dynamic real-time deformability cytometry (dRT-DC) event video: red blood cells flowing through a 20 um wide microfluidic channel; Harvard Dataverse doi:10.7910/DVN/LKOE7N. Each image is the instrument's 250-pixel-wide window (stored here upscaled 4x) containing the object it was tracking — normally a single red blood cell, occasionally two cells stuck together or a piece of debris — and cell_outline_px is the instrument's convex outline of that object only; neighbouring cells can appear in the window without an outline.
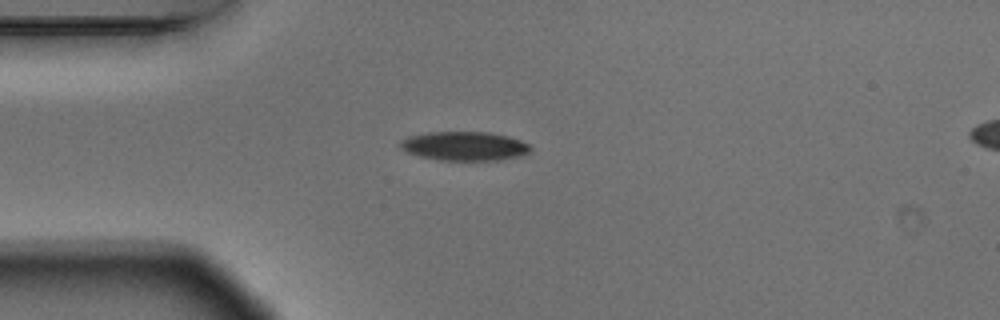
{"species": "Egyptian fruit bat (a non-hibernating species)", "species_latin": "Rousettus aegyptiacus", "temperature_condition": "warm", "stored_images_in_passage": 4, "camera_frame_rate_fps": 3000, "um_per_image_px": 0.085, "animal": {"sex": "male"}, "frame": {"image": 1, "passage_image": 1, "time_ms": 0.0, "image_size_px": [1000, 320], "cell_outline_px": [[532, 148], [528, 152], [520, 156], [500, 160], [440, 160], [420, 156], [404, 152], [400, 148], [400, 140], [408, 136], [428, 132], [492, 132], [508, 136], [520, 140], [528, 144]], "centroid_in_image_um": [39.45, 12.41], "position_along_channel_um": 45.5, "area_um2": 22.14}}
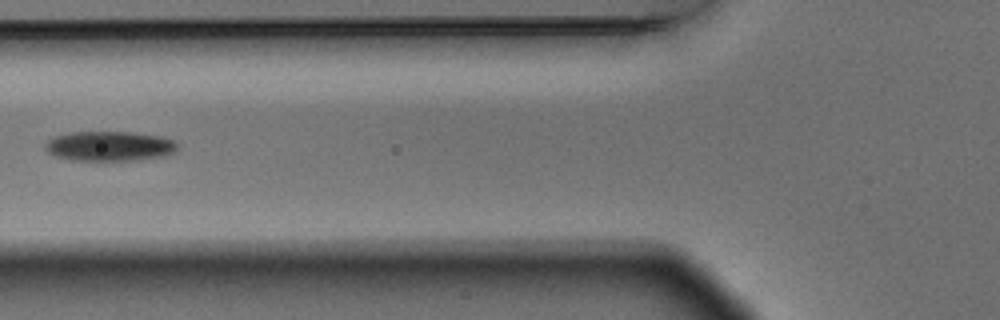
{"frame": {"image": 2, "passage_image": 3, "time_ms": 0.667, "image_size_px": [1000, 320], "cell_outline_px": [[176, 148], [172, 152], [160, 156], [132, 160], [68, 160], [56, 156], [48, 152], [44, 148], [44, 144], [48, 140], [56, 136], [72, 132], [128, 132], [160, 136], [172, 140], [176, 144]], "centroid_in_image_um": [9.23, 12.42], "position_along_channel_um": 116.6, "area_um2": 22.54}}
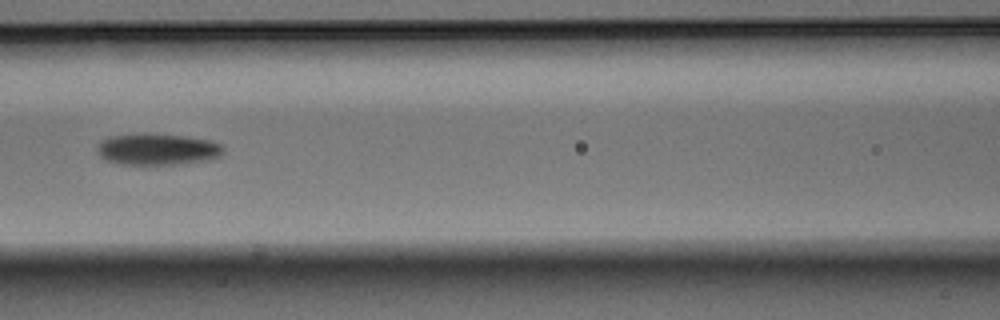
{"frame": {"image": 3, "passage_image": 4, "time_ms": 1.0, "image_size_px": [1000, 320], "cell_outline_px": [[224, 152], [220, 156], [212, 160], [184, 164], [116, 164], [104, 160], [100, 156], [96, 148], [100, 140], [112, 136], [184, 136], [208, 140], [220, 144], [224, 148]], "centroid_in_image_um": [13.41, 12.75], "position_along_channel_um": 153.2, "area_um2": 22.6}}